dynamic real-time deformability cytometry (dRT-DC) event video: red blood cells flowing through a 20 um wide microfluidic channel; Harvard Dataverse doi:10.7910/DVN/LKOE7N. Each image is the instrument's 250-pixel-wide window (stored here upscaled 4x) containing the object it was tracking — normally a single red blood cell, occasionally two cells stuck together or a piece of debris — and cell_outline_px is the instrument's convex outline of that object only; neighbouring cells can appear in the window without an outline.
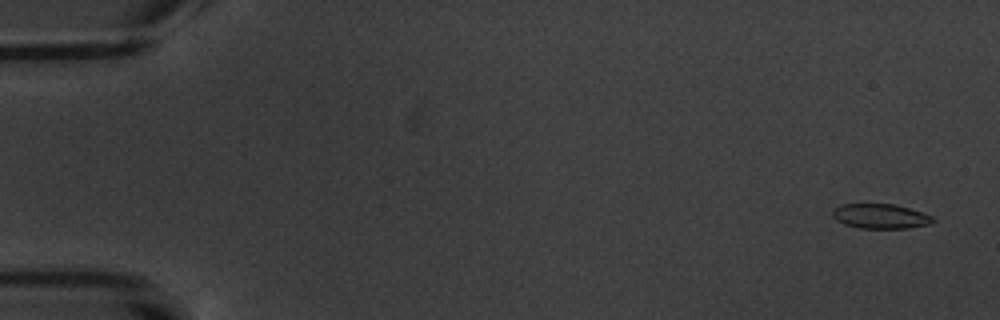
{"species": "common noctule bat (a hibernating species)", "species_latin": "Nyctalus noctula", "temperature_condition": "warm", "stored_images_in_passage": 6, "camera_frame_rate_fps": 3000, "um_per_image_px": 0.085, "animal": {"sex": "male", "body_mass_g": 20.1, "forearm_length_mm": 53.5}, "frame": {"image": 1, "passage_image": 1, "time_ms": 0.0, "image_size_px": [1000, 320], "cell_outline_px": [[936, 220], [932, 224], [908, 228], [860, 228], [844, 224], [836, 220], [832, 216], [832, 212], [836, 208], [844, 204], [892, 204], [908, 208], [932, 216]], "centroid_in_image_um": [74.86, 18.39], "position_along_channel_um": 10.1, "area_um2": 14.33}}
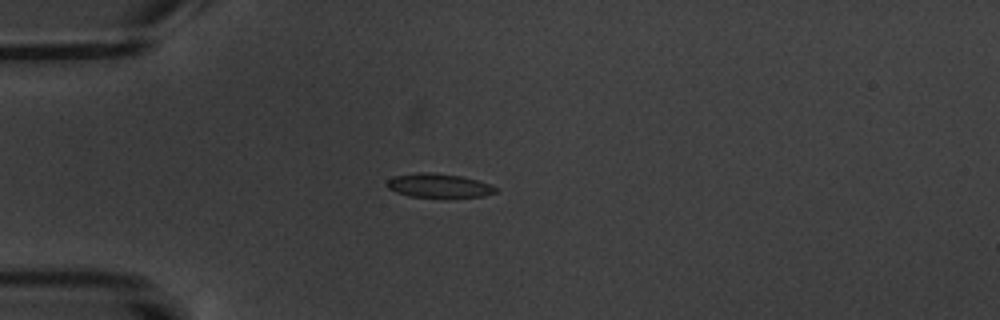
{"frame": {"image": 2, "passage_image": 4, "time_ms": 4.667, "image_size_px": [1000, 320], "cell_outline_px": [[496, 192], [484, 196], [444, 200], [408, 196], [396, 192], [388, 188], [384, 184], [392, 176], [416, 172], [432, 172], [460, 176], [476, 180], [488, 184], [496, 188]], "centroid_in_image_um": [37.25, 15.82], "position_along_channel_um": 47.8, "area_um2": 15.95}}